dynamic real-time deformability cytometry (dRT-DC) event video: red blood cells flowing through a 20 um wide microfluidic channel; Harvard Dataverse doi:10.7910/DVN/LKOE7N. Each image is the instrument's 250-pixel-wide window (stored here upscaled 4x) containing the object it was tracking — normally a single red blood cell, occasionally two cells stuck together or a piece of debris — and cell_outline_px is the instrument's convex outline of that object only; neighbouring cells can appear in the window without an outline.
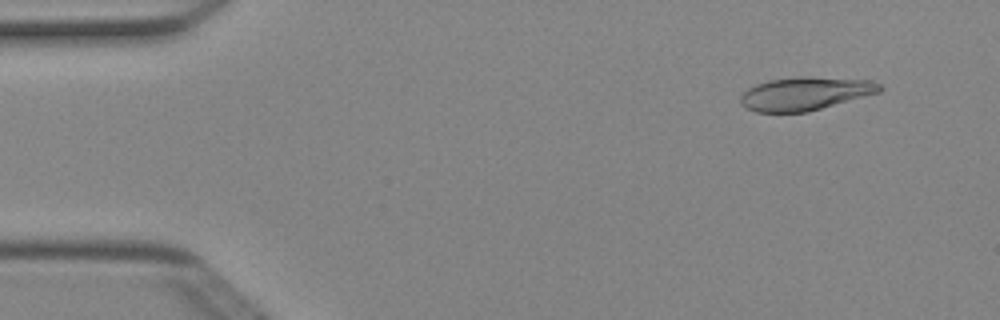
{"species": "Egyptian fruit bat (a non-hibernating species)", "species_latin": "Rousettus aegyptiacus", "temperature_condition": "cold", "stored_images_in_passage": 49, "camera_frame_rate_fps": 3000, "um_per_image_px": 0.085, "animal": {"sex": "female"}, "frame": {"image": 1, "passage_image": 4, "time_ms": 1.0, "image_size_px": [1000, 320], "cell_outline_px": [[884, 88], [880, 92], [808, 112], [756, 112], [740, 104], [740, 96], [748, 88], [756, 84], [768, 80], [800, 76], [808, 76], [872, 80], [880, 84]], "centroid_in_image_um": [68.45, 7.95], "position_along_channel_um": 16.5, "area_um2": 27.11}}
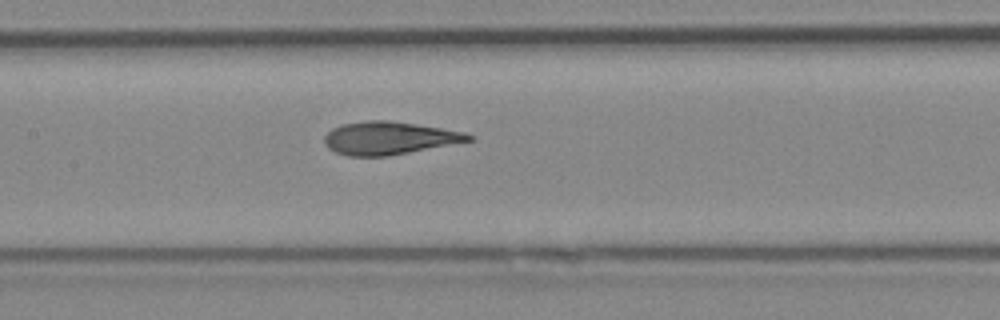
{"frame": {"image": 2, "passage_image": 23, "time_ms": 7.333, "image_size_px": [1000, 320], "cell_outline_px": [[472, 140], [388, 156], [348, 156], [336, 152], [328, 148], [324, 144], [324, 136], [332, 128], [344, 124], [368, 120], [388, 120], [416, 124], [464, 132], [472, 136]], "centroid_in_image_um": [33.02, 11.74], "position_along_channel_um": 174.4, "area_um2": 27.28}}
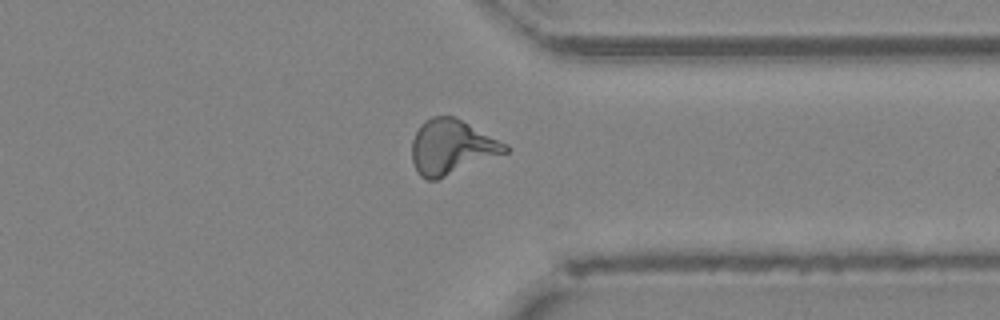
{"frame": {"image": 3, "passage_image": 38, "time_ms": 12.333, "image_size_px": [1000, 320], "cell_outline_px": [[512, 148], [508, 152], [436, 180], [428, 180], [420, 176], [416, 172], [412, 160], [412, 140], [420, 124], [424, 120], [432, 116], [456, 116], [508, 144]], "centroid_in_image_um": [38.4, 12.48], "position_along_channel_um": 373.0, "area_um2": 30.06}, "authors_computed_cell_mechanics": {"area_um2": 27.5128, "velocity_mm_per_s": 4.0214, "shape_relaxation_time_tau1_ms": 5.3432, "shape_relaxation_time_tau2_ms": 1.1589, "deformation_change_tau1": 0.1835, "deformation_change_tau2": 0.0762}}